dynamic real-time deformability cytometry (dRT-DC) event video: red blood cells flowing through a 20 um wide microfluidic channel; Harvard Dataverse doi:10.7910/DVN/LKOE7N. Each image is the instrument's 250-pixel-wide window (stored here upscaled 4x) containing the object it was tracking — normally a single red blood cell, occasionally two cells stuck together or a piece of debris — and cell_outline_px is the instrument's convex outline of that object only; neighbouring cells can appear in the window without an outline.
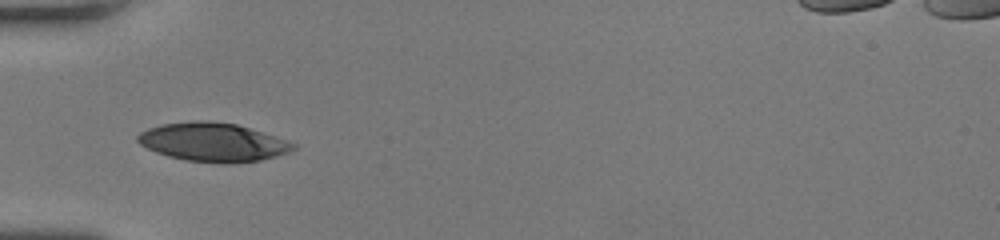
{"species": "human", "species_latin": "Homo sapiens", "temperature_condition": "room temperature", "stored_images_in_passage": 33, "camera_frame_rate_fps": 3000, "um_per_image_px": 0.085, "donor": {"sex": "female"}, "frame": {"image": 1, "passage_image": 1, "time_ms": 0.0, "image_size_px": [1000, 240], "cell_outline_px": [[296, 148], [288, 152], [276, 156], [260, 160], [232, 164], [220, 164], [184, 160], [168, 156], [156, 152], [140, 144], [136, 140], [136, 136], [140, 132], [148, 128], [160, 124], [196, 120], [200, 120], [236, 124], [296, 144]], "centroid_in_image_um": [18.04, 12.1], "position_along_channel_um": 67.0, "area_um2": 34.91}}
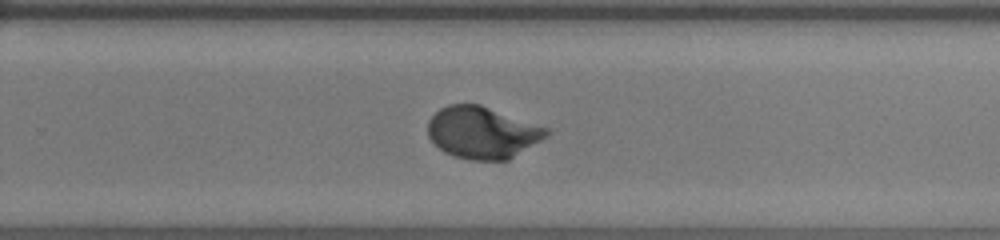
{"frame": {"image": 2, "passage_image": 17, "time_ms": 5.333, "image_size_px": [1000, 240], "cell_outline_px": [[552, 132], [548, 136], [508, 160], [468, 160], [452, 156], [444, 152], [428, 136], [428, 120], [440, 108], [448, 104], [480, 104], [552, 128]], "centroid_in_image_um": [41.05, 11.26], "position_along_channel_um": 288.8, "area_um2": 36.3}}
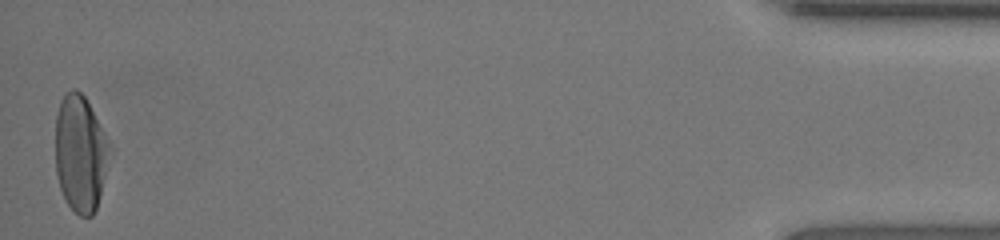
{"frame": {"image": 3, "passage_image": 33, "time_ms": 10.667, "image_size_px": [1000, 240], "cell_outline_px": [[112, 148], [96, 208], [92, 216], [80, 216], [68, 204], [60, 188], [56, 172], [56, 112], [60, 100], [64, 92], [72, 88], [76, 88], [84, 96], [104, 132]], "centroid_in_image_um": [6.82, 13.0], "position_along_channel_um": 428.4, "area_um2": 36.7}, "authors_computed_cell_mechanics": {"area_um2": 35.6048, "velocity_mm_per_s": 4.2131, "shape_relaxation_time_tau1_ms": 2.9591, "shape_relaxation_time_tau2_ms": null, "deformation_change_tau1": 0.2061, "deformation_change_tau2": null}}